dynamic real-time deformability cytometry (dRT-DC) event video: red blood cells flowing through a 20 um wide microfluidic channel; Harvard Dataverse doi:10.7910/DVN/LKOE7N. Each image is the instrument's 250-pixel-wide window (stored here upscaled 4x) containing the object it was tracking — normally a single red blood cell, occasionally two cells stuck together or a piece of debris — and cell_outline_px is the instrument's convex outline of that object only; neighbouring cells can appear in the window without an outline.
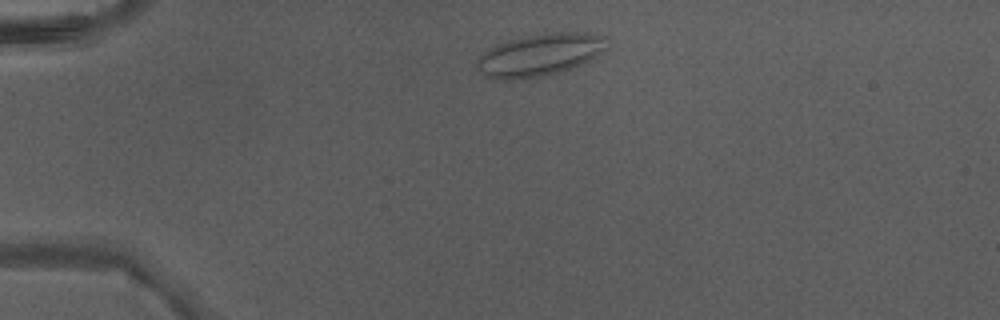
{"species": "Egyptian fruit bat (a non-hibernating species)", "species_latin": "Rousettus aegyptiacus", "temperature_condition": "warm", "stored_images_in_passage": 2, "camera_frame_rate_fps": 3000, "um_per_image_px": 0.085, "animal": {"sex": "male"}, "frame": {"image": 1, "passage_image": 1, "time_ms": 0.0, "image_size_px": [1000, 320], "cell_outline_px": [[604, 36], [600, 52], [596, 56], [572, 68], [560, 72], [524, 80], [500, 80], [484, 76], [476, 68], [476, 60], [488, 48], [504, 40], [540, 32], [584, 32]], "centroid_in_image_um": [45.74, 4.67], "position_along_channel_um": 39.3, "area_um2": 32.25}}